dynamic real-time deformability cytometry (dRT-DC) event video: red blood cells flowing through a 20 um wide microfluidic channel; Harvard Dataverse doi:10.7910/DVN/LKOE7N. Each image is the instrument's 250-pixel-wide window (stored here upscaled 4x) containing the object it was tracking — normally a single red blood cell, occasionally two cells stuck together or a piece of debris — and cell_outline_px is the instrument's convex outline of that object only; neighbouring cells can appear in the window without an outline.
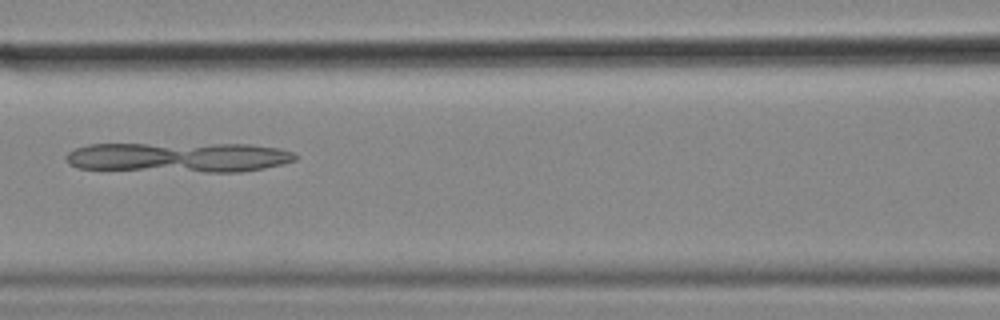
{"species": "common noctule bat (a hibernating species)", "species_latin": "Nyctalus noctula", "temperature_condition": "cold", "stored_images_in_passage": 55, "camera_frame_rate_fps": 3000, "um_per_image_px": 0.085, "animal": {"sex": "female", "body_mass_g": 18.4}, "frame": {"image": 1, "passage_image": 24, "time_ms": 7.667, "image_size_px": [1000, 320], "cell_outline_px": [[300, 156], [296, 160], [284, 164], [264, 168], [240, 172], [204, 172], [76, 168], [68, 164], [64, 156], [68, 152], [76, 148], [88, 144], [252, 144], [280, 148], [296, 152]], "centroid_in_image_um": [15.25, 13.37], "position_along_channel_um": 151.4, "area_um2": 40.52}}
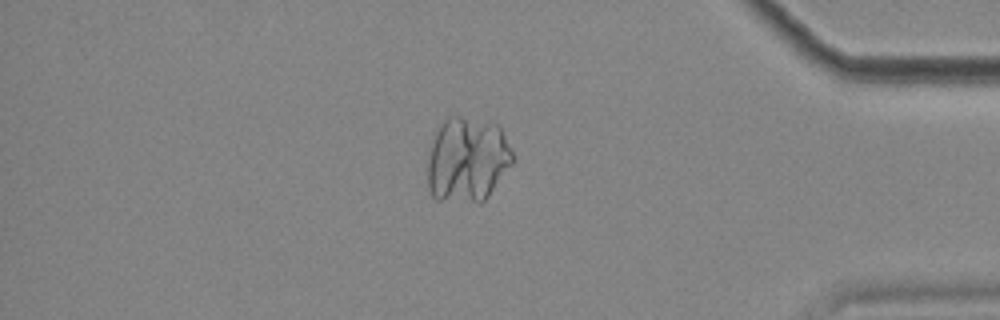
{"frame": {"image": 2, "passage_image": 47, "time_ms": 15.333, "image_size_px": [1000, 320], "cell_outline_px": [[512, 164], [488, 196], [480, 204], [436, 200], [432, 196], [428, 188], [428, 160], [432, 140], [440, 124], [448, 116], [460, 116], [496, 124], [500, 128], [512, 152]], "centroid_in_image_um": [39.69, 13.61], "position_along_channel_um": 395.5, "area_um2": 42.31}}